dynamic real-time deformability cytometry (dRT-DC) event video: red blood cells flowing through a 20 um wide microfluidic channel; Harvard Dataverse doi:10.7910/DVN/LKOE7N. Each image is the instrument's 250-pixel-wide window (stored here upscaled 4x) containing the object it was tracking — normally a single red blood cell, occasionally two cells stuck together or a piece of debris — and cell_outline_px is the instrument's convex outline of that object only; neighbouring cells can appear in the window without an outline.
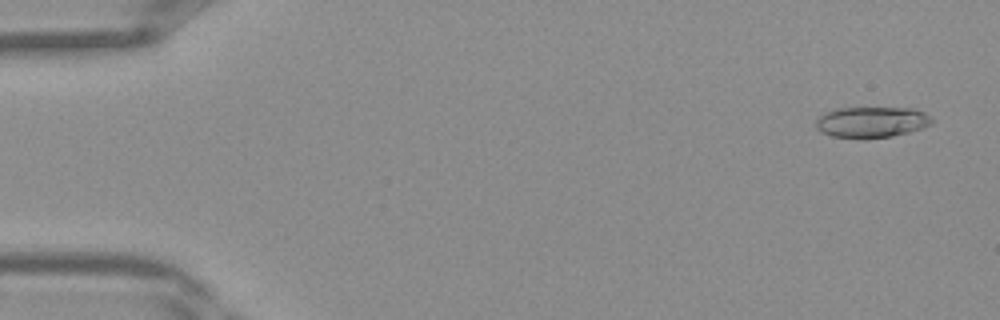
{"species": "Egyptian fruit bat (a non-hibernating species)", "species_latin": "Rousettus aegyptiacus", "temperature_condition": "warm", "stored_images_in_passage": 40, "camera_frame_rate_fps": 3000, "um_per_image_px": 0.085, "frame": {"image": 1, "passage_image": 2, "time_ms": 0.333, "image_size_px": [1000, 320], "cell_outline_px": [[932, 124], [908, 132], [892, 136], [860, 140], [832, 136], [820, 132], [816, 128], [816, 120], [824, 112], [836, 108], [912, 108], [924, 112], [932, 120]], "centroid_in_image_um": [74.02, 10.39], "position_along_channel_um": 11.0, "area_um2": 21.1}}
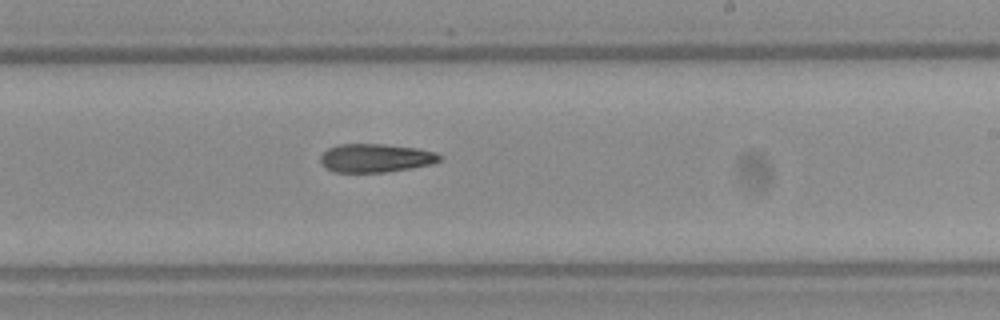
{"frame": {"image": 2, "passage_image": 24, "time_ms": 7.667, "image_size_px": [1000, 320], "cell_outline_px": [[440, 160], [432, 164], [412, 168], [388, 172], [332, 172], [324, 168], [320, 164], [320, 156], [328, 148], [340, 144], [384, 144], [416, 148], [436, 152], [440, 156]], "centroid_in_image_um": [31.89, 13.44], "position_along_channel_um": 257.1, "area_um2": 19.94}}
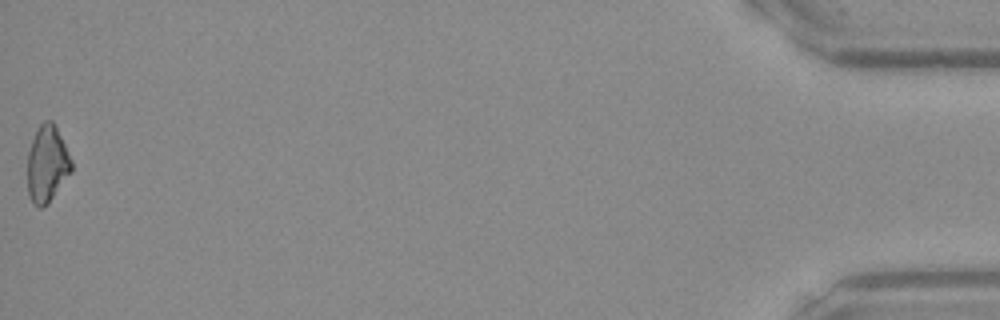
{"frame": {"image": 3, "passage_image": 40, "time_ms": 13.0, "image_size_px": [1000, 320], "cell_outline_px": [[72, 172], [48, 204], [40, 208], [32, 204], [28, 192], [28, 152], [32, 140], [40, 124], [44, 120], [52, 120], [72, 160]], "centroid_in_image_um": [4.01, 13.98], "position_along_channel_um": 431.2, "area_um2": 19.59}}